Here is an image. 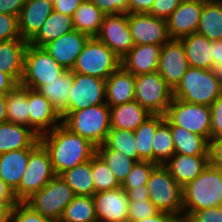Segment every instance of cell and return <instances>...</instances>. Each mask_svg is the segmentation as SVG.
Listing matches in <instances>:
<instances>
[{"label":"cell","mask_w":222,"mask_h":222,"mask_svg":"<svg viewBox=\"0 0 222 222\" xmlns=\"http://www.w3.org/2000/svg\"><path fill=\"white\" fill-rule=\"evenodd\" d=\"M48 150L56 175L89 161L97 146L88 139L72 132L63 123L39 137Z\"/></svg>","instance_id":"obj_1"},{"label":"cell","mask_w":222,"mask_h":222,"mask_svg":"<svg viewBox=\"0 0 222 222\" xmlns=\"http://www.w3.org/2000/svg\"><path fill=\"white\" fill-rule=\"evenodd\" d=\"M183 219L195 211L222 206V169L210 164L182 188Z\"/></svg>","instance_id":"obj_2"},{"label":"cell","mask_w":222,"mask_h":222,"mask_svg":"<svg viewBox=\"0 0 222 222\" xmlns=\"http://www.w3.org/2000/svg\"><path fill=\"white\" fill-rule=\"evenodd\" d=\"M221 93L222 85L213 69L189 67L173 89V98L211 106Z\"/></svg>","instance_id":"obj_3"},{"label":"cell","mask_w":222,"mask_h":222,"mask_svg":"<svg viewBox=\"0 0 222 222\" xmlns=\"http://www.w3.org/2000/svg\"><path fill=\"white\" fill-rule=\"evenodd\" d=\"M62 123L72 132L99 146L104 144L111 130L110 107L104 103L72 111Z\"/></svg>","instance_id":"obj_4"},{"label":"cell","mask_w":222,"mask_h":222,"mask_svg":"<svg viewBox=\"0 0 222 222\" xmlns=\"http://www.w3.org/2000/svg\"><path fill=\"white\" fill-rule=\"evenodd\" d=\"M121 67V59L96 37H89L71 70L106 80Z\"/></svg>","instance_id":"obj_5"},{"label":"cell","mask_w":222,"mask_h":222,"mask_svg":"<svg viewBox=\"0 0 222 222\" xmlns=\"http://www.w3.org/2000/svg\"><path fill=\"white\" fill-rule=\"evenodd\" d=\"M149 200L159 211L183 217L182 187L164 165H157L146 183Z\"/></svg>","instance_id":"obj_6"},{"label":"cell","mask_w":222,"mask_h":222,"mask_svg":"<svg viewBox=\"0 0 222 222\" xmlns=\"http://www.w3.org/2000/svg\"><path fill=\"white\" fill-rule=\"evenodd\" d=\"M74 196L72 188L60 175H55L41 190L32 194L24 203L33 211L58 222L65 207Z\"/></svg>","instance_id":"obj_7"},{"label":"cell","mask_w":222,"mask_h":222,"mask_svg":"<svg viewBox=\"0 0 222 222\" xmlns=\"http://www.w3.org/2000/svg\"><path fill=\"white\" fill-rule=\"evenodd\" d=\"M67 70L59 65L43 48L27 45L24 55V72L20 84L38 90L63 75Z\"/></svg>","instance_id":"obj_8"},{"label":"cell","mask_w":222,"mask_h":222,"mask_svg":"<svg viewBox=\"0 0 222 222\" xmlns=\"http://www.w3.org/2000/svg\"><path fill=\"white\" fill-rule=\"evenodd\" d=\"M50 154L38 141L30 148L26 171L21 177L18 188L14 191L19 202H24L32 194L41 190L54 176Z\"/></svg>","instance_id":"obj_9"},{"label":"cell","mask_w":222,"mask_h":222,"mask_svg":"<svg viewBox=\"0 0 222 222\" xmlns=\"http://www.w3.org/2000/svg\"><path fill=\"white\" fill-rule=\"evenodd\" d=\"M165 120L170 126L184 129L211 139V107L185 102L173 98L165 113Z\"/></svg>","instance_id":"obj_10"},{"label":"cell","mask_w":222,"mask_h":222,"mask_svg":"<svg viewBox=\"0 0 222 222\" xmlns=\"http://www.w3.org/2000/svg\"><path fill=\"white\" fill-rule=\"evenodd\" d=\"M134 100L152 115H165L173 90L158 72L134 76Z\"/></svg>","instance_id":"obj_11"},{"label":"cell","mask_w":222,"mask_h":222,"mask_svg":"<svg viewBox=\"0 0 222 222\" xmlns=\"http://www.w3.org/2000/svg\"><path fill=\"white\" fill-rule=\"evenodd\" d=\"M106 103V82L100 78L73 73L68 106L60 113L62 120L72 111Z\"/></svg>","instance_id":"obj_12"},{"label":"cell","mask_w":222,"mask_h":222,"mask_svg":"<svg viewBox=\"0 0 222 222\" xmlns=\"http://www.w3.org/2000/svg\"><path fill=\"white\" fill-rule=\"evenodd\" d=\"M96 38L122 60L135 46L128 25V13L105 14Z\"/></svg>","instance_id":"obj_13"},{"label":"cell","mask_w":222,"mask_h":222,"mask_svg":"<svg viewBox=\"0 0 222 222\" xmlns=\"http://www.w3.org/2000/svg\"><path fill=\"white\" fill-rule=\"evenodd\" d=\"M128 25L135 45L163 46L170 40L166 20L149 13H128Z\"/></svg>","instance_id":"obj_14"},{"label":"cell","mask_w":222,"mask_h":222,"mask_svg":"<svg viewBox=\"0 0 222 222\" xmlns=\"http://www.w3.org/2000/svg\"><path fill=\"white\" fill-rule=\"evenodd\" d=\"M189 68L187 56L182 42L170 39L160 52L158 73L173 90Z\"/></svg>","instance_id":"obj_15"},{"label":"cell","mask_w":222,"mask_h":222,"mask_svg":"<svg viewBox=\"0 0 222 222\" xmlns=\"http://www.w3.org/2000/svg\"><path fill=\"white\" fill-rule=\"evenodd\" d=\"M29 128L38 136L62 123L61 114L38 90L28 88Z\"/></svg>","instance_id":"obj_16"},{"label":"cell","mask_w":222,"mask_h":222,"mask_svg":"<svg viewBox=\"0 0 222 222\" xmlns=\"http://www.w3.org/2000/svg\"><path fill=\"white\" fill-rule=\"evenodd\" d=\"M205 0H183L166 19L170 39H181L197 32Z\"/></svg>","instance_id":"obj_17"},{"label":"cell","mask_w":222,"mask_h":222,"mask_svg":"<svg viewBox=\"0 0 222 222\" xmlns=\"http://www.w3.org/2000/svg\"><path fill=\"white\" fill-rule=\"evenodd\" d=\"M98 222H128L129 199L121 187L93 195Z\"/></svg>","instance_id":"obj_18"},{"label":"cell","mask_w":222,"mask_h":222,"mask_svg":"<svg viewBox=\"0 0 222 222\" xmlns=\"http://www.w3.org/2000/svg\"><path fill=\"white\" fill-rule=\"evenodd\" d=\"M89 39L85 33L77 30L60 36L58 39L47 43L43 48L51 55V57L66 70H72L77 57Z\"/></svg>","instance_id":"obj_19"},{"label":"cell","mask_w":222,"mask_h":222,"mask_svg":"<svg viewBox=\"0 0 222 222\" xmlns=\"http://www.w3.org/2000/svg\"><path fill=\"white\" fill-rule=\"evenodd\" d=\"M53 11L50 0H27L18 17L21 38L29 42Z\"/></svg>","instance_id":"obj_20"},{"label":"cell","mask_w":222,"mask_h":222,"mask_svg":"<svg viewBox=\"0 0 222 222\" xmlns=\"http://www.w3.org/2000/svg\"><path fill=\"white\" fill-rule=\"evenodd\" d=\"M160 45H135L121 60V67L134 76L158 71Z\"/></svg>","instance_id":"obj_21"},{"label":"cell","mask_w":222,"mask_h":222,"mask_svg":"<svg viewBox=\"0 0 222 222\" xmlns=\"http://www.w3.org/2000/svg\"><path fill=\"white\" fill-rule=\"evenodd\" d=\"M210 164L209 155L175 153L164 165L173 179L183 188L193 181Z\"/></svg>","instance_id":"obj_22"},{"label":"cell","mask_w":222,"mask_h":222,"mask_svg":"<svg viewBox=\"0 0 222 222\" xmlns=\"http://www.w3.org/2000/svg\"><path fill=\"white\" fill-rule=\"evenodd\" d=\"M28 41L13 39L0 42V70L20 84L24 72V55Z\"/></svg>","instance_id":"obj_23"},{"label":"cell","mask_w":222,"mask_h":222,"mask_svg":"<svg viewBox=\"0 0 222 222\" xmlns=\"http://www.w3.org/2000/svg\"><path fill=\"white\" fill-rule=\"evenodd\" d=\"M106 104L109 107L125 104L134 100V75L122 67L113 72L106 80Z\"/></svg>","instance_id":"obj_24"},{"label":"cell","mask_w":222,"mask_h":222,"mask_svg":"<svg viewBox=\"0 0 222 222\" xmlns=\"http://www.w3.org/2000/svg\"><path fill=\"white\" fill-rule=\"evenodd\" d=\"M111 129L135 131L152 114L137 101L110 107Z\"/></svg>","instance_id":"obj_25"},{"label":"cell","mask_w":222,"mask_h":222,"mask_svg":"<svg viewBox=\"0 0 222 222\" xmlns=\"http://www.w3.org/2000/svg\"><path fill=\"white\" fill-rule=\"evenodd\" d=\"M179 40L185 49L189 67L213 69V41L197 33Z\"/></svg>","instance_id":"obj_26"},{"label":"cell","mask_w":222,"mask_h":222,"mask_svg":"<svg viewBox=\"0 0 222 222\" xmlns=\"http://www.w3.org/2000/svg\"><path fill=\"white\" fill-rule=\"evenodd\" d=\"M39 137L29 128L10 122L0 124V154L32 148Z\"/></svg>","instance_id":"obj_27"},{"label":"cell","mask_w":222,"mask_h":222,"mask_svg":"<svg viewBox=\"0 0 222 222\" xmlns=\"http://www.w3.org/2000/svg\"><path fill=\"white\" fill-rule=\"evenodd\" d=\"M30 148L0 154V178L15 191L26 171Z\"/></svg>","instance_id":"obj_28"},{"label":"cell","mask_w":222,"mask_h":222,"mask_svg":"<svg viewBox=\"0 0 222 222\" xmlns=\"http://www.w3.org/2000/svg\"><path fill=\"white\" fill-rule=\"evenodd\" d=\"M74 30L72 17L53 11L38 33L28 42L31 45L44 47L47 43Z\"/></svg>","instance_id":"obj_29"},{"label":"cell","mask_w":222,"mask_h":222,"mask_svg":"<svg viewBox=\"0 0 222 222\" xmlns=\"http://www.w3.org/2000/svg\"><path fill=\"white\" fill-rule=\"evenodd\" d=\"M196 33L210 41L222 40V0L206 1L203 4Z\"/></svg>","instance_id":"obj_30"},{"label":"cell","mask_w":222,"mask_h":222,"mask_svg":"<svg viewBox=\"0 0 222 222\" xmlns=\"http://www.w3.org/2000/svg\"><path fill=\"white\" fill-rule=\"evenodd\" d=\"M175 153L184 155H209V141L181 126H170Z\"/></svg>","instance_id":"obj_31"},{"label":"cell","mask_w":222,"mask_h":222,"mask_svg":"<svg viewBox=\"0 0 222 222\" xmlns=\"http://www.w3.org/2000/svg\"><path fill=\"white\" fill-rule=\"evenodd\" d=\"M105 14L90 0H84L72 16L74 29L96 37Z\"/></svg>","instance_id":"obj_32"},{"label":"cell","mask_w":222,"mask_h":222,"mask_svg":"<svg viewBox=\"0 0 222 222\" xmlns=\"http://www.w3.org/2000/svg\"><path fill=\"white\" fill-rule=\"evenodd\" d=\"M7 122L29 127L28 87L17 84L6 94Z\"/></svg>","instance_id":"obj_33"},{"label":"cell","mask_w":222,"mask_h":222,"mask_svg":"<svg viewBox=\"0 0 222 222\" xmlns=\"http://www.w3.org/2000/svg\"><path fill=\"white\" fill-rule=\"evenodd\" d=\"M75 195L93 196L95 185L92 177V158L60 174Z\"/></svg>","instance_id":"obj_34"},{"label":"cell","mask_w":222,"mask_h":222,"mask_svg":"<svg viewBox=\"0 0 222 222\" xmlns=\"http://www.w3.org/2000/svg\"><path fill=\"white\" fill-rule=\"evenodd\" d=\"M73 83V72L67 70L63 75L38 91L47 98L54 108L61 113L69 104V95Z\"/></svg>","instance_id":"obj_35"},{"label":"cell","mask_w":222,"mask_h":222,"mask_svg":"<svg viewBox=\"0 0 222 222\" xmlns=\"http://www.w3.org/2000/svg\"><path fill=\"white\" fill-rule=\"evenodd\" d=\"M165 120L164 115H152L142 123L135 131V146L139 161H152V141L155 137L157 127Z\"/></svg>","instance_id":"obj_36"},{"label":"cell","mask_w":222,"mask_h":222,"mask_svg":"<svg viewBox=\"0 0 222 222\" xmlns=\"http://www.w3.org/2000/svg\"><path fill=\"white\" fill-rule=\"evenodd\" d=\"M58 222H98L93 196L75 195Z\"/></svg>","instance_id":"obj_37"},{"label":"cell","mask_w":222,"mask_h":222,"mask_svg":"<svg viewBox=\"0 0 222 222\" xmlns=\"http://www.w3.org/2000/svg\"><path fill=\"white\" fill-rule=\"evenodd\" d=\"M153 163L165 165L175 154L170 124L164 120L158 127L152 141Z\"/></svg>","instance_id":"obj_38"},{"label":"cell","mask_w":222,"mask_h":222,"mask_svg":"<svg viewBox=\"0 0 222 222\" xmlns=\"http://www.w3.org/2000/svg\"><path fill=\"white\" fill-rule=\"evenodd\" d=\"M96 153L104 160L120 183L124 181L137 162L119 151L109 149L105 144L97 146Z\"/></svg>","instance_id":"obj_39"},{"label":"cell","mask_w":222,"mask_h":222,"mask_svg":"<svg viewBox=\"0 0 222 222\" xmlns=\"http://www.w3.org/2000/svg\"><path fill=\"white\" fill-rule=\"evenodd\" d=\"M104 144L113 151H119L138 162L134 131L111 129Z\"/></svg>","instance_id":"obj_40"},{"label":"cell","mask_w":222,"mask_h":222,"mask_svg":"<svg viewBox=\"0 0 222 222\" xmlns=\"http://www.w3.org/2000/svg\"><path fill=\"white\" fill-rule=\"evenodd\" d=\"M92 177L95 193L121 187V183L97 153L92 157Z\"/></svg>","instance_id":"obj_41"},{"label":"cell","mask_w":222,"mask_h":222,"mask_svg":"<svg viewBox=\"0 0 222 222\" xmlns=\"http://www.w3.org/2000/svg\"><path fill=\"white\" fill-rule=\"evenodd\" d=\"M157 164L152 161H139L136 162L131 169L130 173L121 183V188L127 191L129 188L140 187L146 185L149 180L152 170Z\"/></svg>","instance_id":"obj_42"},{"label":"cell","mask_w":222,"mask_h":222,"mask_svg":"<svg viewBox=\"0 0 222 222\" xmlns=\"http://www.w3.org/2000/svg\"><path fill=\"white\" fill-rule=\"evenodd\" d=\"M158 212L159 210L149 199L129 200L128 222H137L143 218L152 217Z\"/></svg>","instance_id":"obj_43"},{"label":"cell","mask_w":222,"mask_h":222,"mask_svg":"<svg viewBox=\"0 0 222 222\" xmlns=\"http://www.w3.org/2000/svg\"><path fill=\"white\" fill-rule=\"evenodd\" d=\"M22 39L19 32L18 16L0 13V42Z\"/></svg>","instance_id":"obj_44"},{"label":"cell","mask_w":222,"mask_h":222,"mask_svg":"<svg viewBox=\"0 0 222 222\" xmlns=\"http://www.w3.org/2000/svg\"><path fill=\"white\" fill-rule=\"evenodd\" d=\"M10 222H54L53 220L42 216L33 211L24 202H19L11 211Z\"/></svg>","instance_id":"obj_45"},{"label":"cell","mask_w":222,"mask_h":222,"mask_svg":"<svg viewBox=\"0 0 222 222\" xmlns=\"http://www.w3.org/2000/svg\"><path fill=\"white\" fill-rule=\"evenodd\" d=\"M185 222H222V206L204 208L189 214Z\"/></svg>","instance_id":"obj_46"},{"label":"cell","mask_w":222,"mask_h":222,"mask_svg":"<svg viewBox=\"0 0 222 222\" xmlns=\"http://www.w3.org/2000/svg\"><path fill=\"white\" fill-rule=\"evenodd\" d=\"M183 0H154L149 14L167 19Z\"/></svg>","instance_id":"obj_47"},{"label":"cell","mask_w":222,"mask_h":222,"mask_svg":"<svg viewBox=\"0 0 222 222\" xmlns=\"http://www.w3.org/2000/svg\"><path fill=\"white\" fill-rule=\"evenodd\" d=\"M211 139L222 136V93L211 104Z\"/></svg>","instance_id":"obj_48"},{"label":"cell","mask_w":222,"mask_h":222,"mask_svg":"<svg viewBox=\"0 0 222 222\" xmlns=\"http://www.w3.org/2000/svg\"><path fill=\"white\" fill-rule=\"evenodd\" d=\"M104 14L128 13V0H90Z\"/></svg>","instance_id":"obj_49"},{"label":"cell","mask_w":222,"mask_h":222,"mask_svg":"<svg viewBox=\"0 0 222 222\" xmlns=\"http://www.w3.org/2000/svg\"><path fill=\"white\" fill-rule=\"evenodd\" d=\"M209 161L211 166L222 169V136L210 139Z\"/></svg>","instance_id":"obj_50"},{"label":"cell","mask_w":222,"mask_h":222,"mask_svg":"<svg viewBox=\"0 0 222 222\" xmlns=\"http://www.w3.org/2000/svg\"><path fill=\"white\" fill-rule=\"evenodd\" d=\"M84 0H55L53 10L72 17L76 9Z\"/></svg>","instance_id":"obj_51"},{"label":"cell","mask_w":222,"mask_h":222,"mask_svg":"<svg viewBox=\"0 0 222 222\" xmlns=\"http://www.w3.org/2000/svg\"><path fill=\"white\" fill-rule=\"evenodd\" d=\"M27 0H0V13L18 16Z\"/></svg>","instance_id":"obj_52"},{"label":"cell","mask_w":222,"mask_h":222,"mask_svg":"<svg viewBox=\"0 0 222 222\" xmlns=\"http://www.w3.org/2000/svg\"><path fill=\"white\" fill-rule=\"evenodd\" d=\"M18 203L13 189L0 178V205H17Z\"/></svg>","instance_id":"obj_53"},{"label":"cell","mask_w":222,"mask_h":222,"mask_svg":"<svg viewBox=\"0 0 222 222\" xmlns=\"http://www.w3.org/2000/svg\"><path fill=\"white\" fill-rule=\"evenodd\" d=\"M154 0H128V13H149Z\"/></svg>","instance_id":"obj_54"},{"label":"cell","mask_w":222,"mask_h":222,"mask_svg":"<svg viewBox=\"0 0 222 222\" xmlns=\"http://www.w3.org/2000/svg\"><path fill=\"white\" fill-rule=\"evenodd\" d=\"M182 216H177L171 213L159 211L152 217L143 218L137 222H183Z\"/></svg>","instance_id":"obj_55"},{"label":"cell","mask_w":222,"mask_h":222,"mask_svg":"<svg viewBox=\"0 0 222 222\" xmlns=\"http://www.w3.org/2000/svg\"><path fill=\"white\" fill-rule=\"evenodd\" d=\"M18 83L8 74L0 70V94H7Z\"/></svg>","instance_id":"obj_56"},{"label":"cell","mask_w":222,"mask_h":222,"mask_svg":"<svg viewBox=\"0 0 222 222\" xmlns=\"http://www.w3.org/2000/svg\"><path fill=\"white\" fill-rule=\"evenodd\" d=\"M129 200H143L149 199L148 190L146 185L140 187L129 188L127 191Z\"/></svg>","instance_id":"obj_57"},{"label":"cell","mask_w":222,"mask_h":222,"mask_svg":"<svg viewBox=\"0 0 222 222\" xmlns=\"http://www.w3.org/2000/svg\"><path fill=\"white\" fill-rule=\"evenodd\" d=\"M222 67V40L213 41V70Z\"/></svg>","instance_id":"obj_58"},{"label":"cell","mask_w":222,"mask_h":222,"mask_svg":"<svg viewBox=\"0 0 222 222\" xmlns=\"http://www.w3.org/2000/svg\"><path fill=\"white\" fill-rule=\"evenodd\" d=\"M16 205H0V222H10L11 211Z\"/></svg>","instance_id":"obj_59"},{"label":"cell","mask_w":222,"mask_h":222,"mask_svg":"<svg viewBox=\"0 0 222 222\" xmlns=\"http://www.w3.org/2000/svg\"><path fill=\"white\" fill-rule=\"evenodd\" d=\"M7 105H6V95L0 94V124L7 122Z\"/></svg>","instance_id":"obj_60"},{"label":"cell","mask_w":222,"mask_h":222,"mask_svg":"<svg viewBox=\"0 0 222 222\" xmlns=\"http://www.w3.org/2000/svg\"><path fill=\"white\" fill-rule=\"evenodd\" d=\"M216 77L220 80V83L222 85V67L215 68L214 69Z\"/></svg>","instance_id":"obj_61"}]
</instances>
